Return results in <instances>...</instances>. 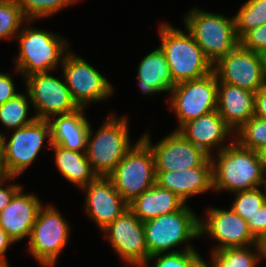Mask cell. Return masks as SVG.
Returning <instances> with one entry per match:
<instances>
[{
    "instance_id": "1",
    "label": "cell",
    "mask_w": 266,
    "mask_h": 267,
    "mask_svg": "<svg viewBox=\"0 0 266 267\" xmlns=\"http://www.w3.org/2000/svg\"><path fill=\"white\" fill-rule=\"evenodd\" d=\"M216 158V159H215ZM213 190L235 193L262 187L263 175L255 150L242 147L236 140L211 156Z\"/></svg>"
},
{
    "instance_id": "2",
    "label": "cell",
    "mask_w": 266,
    "mask_h": 267,
    "mask_svg": "<svg viewBox=\"0 0 266 267\" xmlns=\"http://www.w3.org/2000/svg\"><path fill=\"white\" fill-rule=\"evenodd\" d=\"M159 35V47L165 54L174 84L199 79L213 72V64L188 30L183 32L163 23L159 26Z\"/></svg>"
},
{
    "instance_id": "3",
    "label": "cell",
    "mask_w": 266,
    "mask_h": 267,
    "mask_svg": "<svg viewBox=\"0 0 266 267\" xmlns=\"http://www.w3.org/2000/svg\"><path fill=\"white\" fill-rule=\"evenodd\" d=\"M19 40V54L15 58V70L27 77L34 73L51 72L69 52L65 38L30 25L21 28L16 36Z\"/></svg>"
},
{
    "instance_id": "4",
    "label": "cell",
    "mask_w": 266,
    "mask_h": 267,
    "mask_svg": "<svg viewBox=\"0 0 266 267\" xmlns=\"http://www.w3.org/2000/svg\"><path fill=\"white\" fill-rule=\"evenodd\" d=\"M128 125L127 118H118L110 113L104 124L92 136L90 124L85 153L97 176L108 177L133 147Z\"/></svg>"
},
{
    "instance_id": "5",
    "label": "cell",
    "mask_w": 266,
    "mask_h": 267,
    "mask_svg": "<svg viewBox=\"0 0 266 267\" xmlns=\"http://www.w3.org/2000/svg\"><path fill=\"white\" fill-rule=\"evenodd\" d=\"M186 30L194 37L207 59L214 65L240 44L235 19L193 8L183 18Z\"/></svg>"
},
{
    "instance_id": "6",
    "label": "cell",
    "mask_w": 266,
    "mask_h": 267,
    "mask_svg": "<svg viewBox=\"0 0 266 267\" xmlns=\"http://www.w3.org/2000/svg\"><path fill=\"white\" fill-rule=\"evenodd\" d=\"M148 257L200 237V218L184 205L180 210L143 222Z\"/></svg>"
},
{
    "instance_id": "7",
    "label": "cell",
    "mask_w": 266,
    "mask_h": 267,
    "mask_svg": "<svg viewBox=\"0 0 266 267\" xmlns=\"http://www.w3.org/2000/svg\"><path fill=\"white\" fill-rule=\"evenodd\" d=\"M108 177L128 204L150 189L156 179L150 146L140 137Z\"/></svg>"
},
{
    "instance_id": "8",
    "label": "cell",
    "mask_w": 266,
    "mask_h": 267,
    "mask_svg": "<svg viewBox=\"0 0 266 267\" xmlns=\"http://www.w3.org/2000/svg\"><path fill=\"white\" fill-rule=\"evenodd\" d=\"M70 228L53 205L42 206L28 239V251L41 266L52 267L69 240Z\"/></svg>"
},
{
    "instance_id": "9",
    "label": "cell",
    "mask_w": 266,
    "mask_h": 267,
    "mask_svg": "<svg viewBox=\"0 0 266 267\" xmlns=\"http://www.w3.org/2000/svg\"><path fill=\"white\" fill-rule=\"evenodd\" d=\"M45 138L52 145L51 128L48 120L35 119L17 129L7 141L5 137L1 163L6 176L17 177L35 160Z\"/></svg>"
},
{
    "instance_id": "10",
    "label": "cell",
    "mask_w": 266,
    "mask_h": 267,
    "mask_svg": "<svg viewBox=\"0 0 266 267\" xmlns=\"http://www.w3.org/2000/svg\"><path fill=\"white\" fill-rule=\"evenodd\" d=\"M170 108L178 119V130L184 123L217 110V77L211 72L205 77L180 82L169 92Z\"/></svg>"
},
{
    "instance_id": "11",
    "label": "cell",
    "mask_w": 266,
    "mask_h": 267,
    "mask_svg": "<svg viewBox=\"0 0 266 267\" xmlns=\"http://www.w3.org/2000/svg\"><path fill=\"white\" fill-rule=\"evenodd\" d=\"M62 68V78L79 108H85L91 102L103 101L113 94L112 84L73 52L67 53Z\"/></svg>"
},
{
    "instance_id": "12",
    "label": "cell",
    "mask_w": 266,
    "mask_h": 267,
    "mask_svg": "<svg viewBox=\"0 0 266 267\" xmlns=\"http://www.w3.org/2000/svg\"><path fill=\"white\" fill-rule=\"evenodd\" d=\"M26 92L35 109L36 119L49 120L51 116L68 114L79 109L72 99L65 80L50 75L49 72L34 73L24 78Z\"/></svg>"
},
{
    "instance_id": "13",
    "label": "cell",
    "mask_w": 266,
    "mask_h": 267,
    "mask_svg": "<svg viewBox=\"0 0 266 267\" xmlns=\"http://www.w3.org/2000/svg\"><path fill=\"white\" fill-rule=\"evenodd\" d=\"M217 82L257 92L266 85L261 53L244 49L240 44L213 65Z\"/></svg>"
},
{
    "instance_id": "14",
    "label": "cell",
    "mask_w": 266,
    "mask_h": 267,
    "mask_svg": "<svg viewBox=\"0 0 266 267\" xmlns=\"http://www.w3.org/2000/svg\"><path fill=\"white\" fill-rule=\"evenodd\" d=\"M102 231L105 240L128 265L140 267L148 258L143 222L129 208Z\"/></svg>"
},
{
    "instance_id": "15",
    "label": "cell",
    "mask_w": 266,
    "mask_h": 267,
    "mask_svg": "<svg viewBox=\"0 0 266 267\" xmlns=\"http://www.w3.org/2000/svg\"><path fill=\"white\" fill-rule=\"evenodd\" d=\"M207 211V218H200V236L208 234L218 241L219 244L212 251L259 243L251 234L247 221L231 207L229 210L212 207Z\"/></svg>"
},
{
    "instance_id": "16",
    "label": "cell",
    "mask_w": 266,
    "mask_h": 267,
    "mask_svg": "<svg viewBox=\"0 0 266 267\" xmlns=\"http://www.w3.org/2000/svg\"><path fill=\"white\" fill-rule=\"evenodd\" d=\"M152 149L155 171H177L200 166L209 155L174 130L155 145L149 134L141 137Z\"/></svg>"
},
{
    "instance_id": "17",
    "label": "cell",
    "mask_w": 266,
    "mask_h": 267,
    "mask_svg": "<svg viewBox=\"0 0 266 267\" xmlns=\"http://www.w3.org/2000/svg\"><path fill=\"white\" fill-rule=\"evenodd\" d=\"M81 189L86 192L85 211L100 230L128 209V203L115 189L109 177L97 176Z\"/></svg>"
},
{
    "instance_id": "18",
    "label": "cell",
    "mask_w": 266,
    "mask_h": 267,
    "mask_svg": "<svg viewBox=\"0 0 266 267\" xmlns=\"http://www.w3.org/2000/svg\"><path fill=\"white\" fill-rule=\"evenodd\" d=\"M155 183L173 192L186 203L193 195L213 190L211 157L209 156L198 167L177 171H156Z\"/></svg>"
},
{
    "instance_id": "19",
    "label": "cell",
    "mask_w": 266,
    "mask_h": 267,
    "mask_svg": "<svg viewBox=\"0 0 266 267\" xmlns=\"http://www.w3.org/2000/svg\"><path fill=\"white\" fill-rule=\"evenodd\" d=\"M177 131L210 157L214 147L221 151L232 143L225 144L227 137L235 135L217 110L184 123Z\"/></svg>"
},
{
    "instance_id": "20",
    "label": "cell",
    "mask_w": 266,
    "mask_h": 267,
    "mask_svg": "<svg viewBox=\"0 0 266 267\" xmlns=\"http://www.w3.org/2000/svg\"><path fill=\"white\" fill-rule=\"evenodd\" d=\"M42 206L43 204L37 195L23 193L21 187L9 204L0 212V226L14 242L26 237L29 239Z\"/></svg>"
},
{
    "instance_id": "21",
    "label": "cell",
    "mask_w": 266,
    "mask_h": 267,
    "mask_svg": "<svg viewBox=\"0 0 266 267\" xmlns=\"http://www.w3.org/2000/svg\"><path fill=\"white\" fill-rule=\"evenodd\" d=\"M255 92L217 82V112L234 131L254 116Z\"/></svg>"
},
{
    "instance_id": "22",
    "label": "cell",
    "mask_w": 266,
    "mask_h": 267,
    "mask_svg": "<svg viewBox=\"0 0 266 267\" xmlns=\"http://www.w3.org/2000/svg\"><path fill=\"white\" fill-rule=\"evenodd\" d=\"M84 108L68 114L57 115L48 120L51 128L52 144L78 152H85L90 122L84 116Z\"/></svg>"
},
{
    "instance_id": "23",
    "label": "cell",
    "mask_w": 266,
    "mask_h": 267,
    "mask_svg": "<svg viewBox=\"0 0 266 267\" xmlns=\"http://www.w3.org/2000/svg\"><path fill=\"white\" fill-rule=\"evenodd\" d=\"M186 203L176 194L156 183L128 204V208L141 221L180 210Z\"/></svg>"
},
{
    "instance_id": "24",
    "label": "cell",
    "mask_w": 266,
    "mask_h": 267,
    "mask_svg": "<svg viewBox=\"0 0 266 267\" xmlns=\"http://www.w3.org/2000/svg\"><path fill=\"white\" fill-rule=\"evenodd\" d=\"M137 74L138 84L144 94L167 93L175 85L170 74L169 64L160 47L141 60Z\"/></svg>"
},
{
    "instance_id": "25",
    "label": "cell",
    "mask_w": 266,
    "mask_h": 267,
    "mask_svg": "<svg viewBox=\"0 0 266 267\" xmlns=\"http://www.w3.org/2000/svg\"><path fill=\"white\" fill-rule=\"evenodd\" d=\"M50 147L54 150L58 170L70 183L82 188L97 177L85 152L68 150L56 144Z\"/></svg>"
},
{
    "instance_id": "26",
    "label": "cell",
    "mask_w": 266,
    "mask_h": 267,
    "mask_svg": "<svg viewBox=\"0 0 266 267\" xmlns=\"http://www.w3.org/2000/svg\"><path fill=\"white\" fill-rule=\"evenodd\" d=\"M261 257L264 258V245L259 242L247 247L211 251V265L212 267H257Z\"/></svg>"
},
{
    "instance_id": "27",
    "label": "cell",
    "mask_w": 266,
    "mask_h": 267,
    "mask_svg": "<svg viewBox=\"0 0 266 267\" xmlns=\"http://www.w3.org/2000/svg\"><path fill=\"white\" fill-rule=\"evenodd\" d=\"M26 94L19 93L15 98L0 105V122L6 129L21 128L36 119L35 116L27 118L30 109L29 102L31 100L29 93L27 92Z\"/></svg>"
},
{
    "instance_id": "28",
    "label": "cell",
    "mask_w": 266,
    "mask_h": 267,
    "mask_svg": "<svg viewBox=\"0 0 266 267\" xmlns=\"http://www.w3.org/2000/svg\"><path fill=\"white\" fill-rule=\"evenodd\" d=\"M240 39L247 31L266 23V0H247L234 16Z\"/></svg>"
},
{
    "instance_id": "29",
    "label": "cell",
    "mask_w": 266,
    "mask_h": 267,
    "mask_svg": "<svg viewBox=\"0 0 266 267\" xmlns=\"http://www.w3.org/2000/svg\"><path fill=\"white\" fill-rule=\"evenodd\" d=\"M27 22L51 16L79 0H14Z\"/></svg>"
},
{
    "instance_id": "30",
    "label": "cell",
    "mask_w": 266,
    "mask_h": 267,
    "mask_svg": "<svg viewBox=\"0 0 266 267\" xmlns=\"http://www.w3.org/2000/svg\"><path fill=\"white\" fill-rule=\"evenodd\" d=\"M27 21L14 0H0V39L12 42Z\"/></svg>"
},
{
    "instance_id": "31",
    "label": "cell",
    "mask_w": 266,
    "mask_h": 267,
    "mask_svg": "<svg viewBox=\"0 0 266 267\" xmlns=\"http://www.w3.org/2000/svg\"><path fill=\"white\" fill-rule=\"evenodd\" d=\"M200 254L189 244L184 250H172L170 253H159L149 256L140 267H149V262L154 260L152 267H191Z\"/></svg>"
},
{
    "instance_id": "32",
    "label": "cell",
    "mask_w": 266,
    "mask_h": 267,
    "mask_svg": "<svg viewBox=\"0 0 266 267\" xmlns=\"http://www.w3.org/2000/svg\"><path fill=\"white\" fill-rule=\"evenodd\" d=\"M234 137L242 147L257 151L266 146V121L253 116L235 132Z\"/></svg>"
},
{
    "instance_id": "33",
    "label": "cell",
    "mask_w": 266,
    "mask_h": 267,
    "mask_svg": "<svg viewBox=\"0 0 266 267\" xmlns=\"http://www.w3.org/2000/svg\"><path fill=\"white\" fill-rule=\"evenodd\" d=\"M257 187L250 190L235 192V199L231 206L233 211L248 221L266 202L264 192Z\"/></svg>"
},
{
    "instance_id": "34",
    "label": "cell",
    "mask_w": 266,
    "mask_h": 267,
    "mask_svg": "<svg viewBox=\"0 0 266 267\" xmlns=\"http://www.w3.org/2000/svg\"><path fill=\"white\" fill-rule=\"evenodd\" d=\"M240 45L244 49L262 54L266 50V23L247 31L240 38Z\"/></svg>"
},
{
    "instance_id": "35",
    "label": "cell",
    "mask_w": 266,
    "mask_h": 267,
    "mask_svg": "<svg viewBox=\"0 0 266 267\" xmlns=\"http://www.w3.org/2000/svg\"><path fill=\"white\" fill-rule=\"evenodd\" d=\"M247 223L253 237L258 242L264 243L266 241V202Z\"/></svg>"
},
{
    "instance_id": "36",
    "label": "cell",
    "mask_w": 266,
    "mask_h": 267,
    "mask_svg": "<svg viewBox=\"0 0 266 267\" xmlns=\"http://www.w3.org/2000/svg\"><path fill=\"white\" fill-rule=\"evenodd\" d=\"M18 94L12 75L0 72V105L15 98Z\"/></svg>"
},
{
    "instance_id": "37",
    "label": "cell",
    "mask_w": 266,
    "mask_h": 267,
    "mask_svg": "<svg viewBox=\"0 0 266 267\" xmlns=\"http://www.w3.org/2000/svg\"><path fill=\"white\" fill-rule=\"evenodd\" d=\"M15 179V177L6 176L5 178L0 180V212L9 204L15 193L22 187L20 184H8L6 185V188H3V185L5 186V182L9 183L11 180Z\"/></svg>"
},
{
    "instance_id": "38",
    "label": "cell",
    "mask_w": 266,
    "mask_h": 267,
    "mask_svg": "<svg viewBox=\"0 0 266 267\" xmlns=\"http://www.w3.org/2000/svg\"><path fill=\"white\" fill-rule=\"evenodd\" d=\"M254 116L266 121V85L255 93Z\"/></svg>"
},
{
    "instance_id": "39",
    "label": "cell",
    "mask_w": 266,
    "mask_h": 267,
    "mask_svg": "<svg viewBox=\"0 0 266 267\" xmlns=\"http://www.w3.org/2000/svg\"><path fill=\"white\" fill-rule=\"evenodd\" d=\"M14 240L0 226V261L7 260L5 257L6 250L12 245Z\"/></svg>"
},
{
    "instance_id": "40",
    "label": "cell",
    "mask_w": 266,
    "mask_h": 267,
    "mask_svg": "<svg viewBox=\"0 0 266 267\" xmlns=\"http://www.w3.org/2000/svg\"><path fill=\"white\" fill-rule=\"evenodd\" d=\"M258 158L263 172H266V146L259 148L257 151Z\"/></svg>"
},
{
    "instance_id": "41",
    "label": "cell",
    "mask_w": 266,
    "mask_h": 267,
    "mask_svg": "<svg viewBox=\"0 0 266 267\" xmlns=\"http://www.w3.org/2000/svg\"><path fill=\"white\" fill-rule=\"evenodd\" d=\"M191 267H210V266H208V264H206V262L200 257Z\"/></svg>"
},
{
    "instance_id": "42",
    "label": "cell",
    "mask_w": 266,
    "mask_h": 267,
    "mask_svg": "<svg viewBox=\"0 0 266 267\" xmlns=\"http://www.w3.org/2000/svg\"><path fill=\"white\" fill-rule=\"evenodd\" d=\"M5 135H3L1 132H0V156H2V153H3V148H4V141H5Z\"/></svg>"
},
{
    "instance_id": "43",
    "label": "cell",
    "mask_w": 266,
    "mask_h": 267,
    "mask_svg": "<svg viewBox=\"0 0 266 267\" xmlns=\"http://www.w3.org/2000/svg\"><path fill=\"white\" fill-rule=\"evenodd\" d=\"M5 177H6V175H5L3 167H2L1 156H0V180L5 178Z\"/></svg>"
},
{
    "instance_id": "44",
    "label": "cell",
    "mask_w": 266,
    "mask_h": 267,
    "mask_svg": "<svg viewBox=\"0 0 266 267\" xmlns=\"http://www.w3.org/2000/svg\"><path fill=\"white\" fill-rule=\"evenodd\" d=\"M264 185V195L266 197V172H264V175H263V181H262V186Z\"/></svg>"
},
{
    "instance_id": "45",
    "label": "cell",
    "mask_w": 266,
    "mask_h": 267,
    "mask_svg": "<svg viewBox=\"0 0 266 267\" xmlns=\"http://www.w3.org/2000/svg\"><path fill=\"white\" fill-rule=\"evenodd\" d=\"M262 57H263L264 69H265V73H266V50L262 53Z\"/></svg>"
},
{
    "instance_id": "46",
    "label": "cell",
    "mask_w": 266,
    "mask_h": 267,
    "mask_svg": "<svg viewBox=\"0 0 266 267\" xmlns=\"http://www.w3.org/2000/svg\"><path fill=\"white\" fill-rule=\"evenodd\" d=\"M0 267H9V266H8V262H7V260H5V261H0Z\"/></svg>"
},
{
    "instance_id": "47",
    "label": "cell",
    "mask_w": 266,
    "mask_h": 267,
    "mask_svg": "<svg viewBox=\"0 0 266 267\" xmlns=\"http://www.w3.org/2000/svg\"><path fill=\"white\" fill-rule=\"evenodd\" d=\"M264 245V258H266V241L263 243Z\"/></svg>"
}]
</instances>
